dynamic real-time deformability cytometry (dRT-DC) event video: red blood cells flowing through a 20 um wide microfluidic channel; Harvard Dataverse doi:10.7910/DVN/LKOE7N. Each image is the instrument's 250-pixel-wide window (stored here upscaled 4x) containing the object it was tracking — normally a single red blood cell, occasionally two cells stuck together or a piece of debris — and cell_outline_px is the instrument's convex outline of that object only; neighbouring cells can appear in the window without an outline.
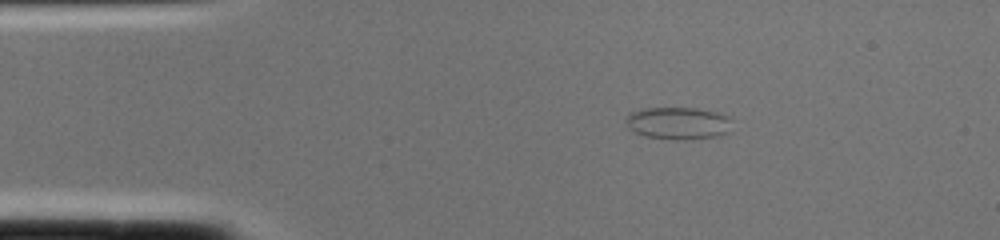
{"species": "common noctule bat (a hibernating species)", "species_latin": "Nyctalus noctula", "temperature_condition": "cold", "stored_images_in_passage": 1, "camera_frame_rate_fps": 3000, "um_per_image_px": 0.085, "animal": {"sex": "female", "body_mass_g": 22.0, "forearm_length_mm": 56.7}, "frame": {"image": 1, "passage_image": 1, "time_ms": 0.0, "image_size_px": [1000, 240], "cell_outline_px": [[732, 132], [720, 136], [692, 140], [676, 140], [644, 136], [628, 128], [628, 116], [632, 112], [644, 108], [696, 108], [716, 112], [732, 116]], "centroid_in_image_um": [57.77, 10.49], "position_along_channel_um": 27.2, "area_um2": 20.4}}